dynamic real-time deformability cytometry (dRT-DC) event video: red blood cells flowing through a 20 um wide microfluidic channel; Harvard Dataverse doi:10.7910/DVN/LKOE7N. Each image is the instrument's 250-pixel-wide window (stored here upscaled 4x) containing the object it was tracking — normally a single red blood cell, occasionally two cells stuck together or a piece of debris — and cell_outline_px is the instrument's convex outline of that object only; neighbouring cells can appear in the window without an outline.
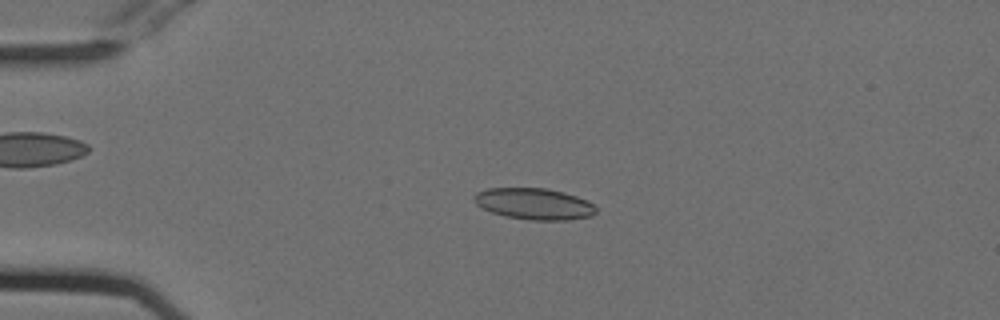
{"species": "Egyptian fruit bat (a non-hibernating species)", "species_latin": "Rousettus aegyptiacus", "temperature_condition": "cold", "stored_images_in_passage": 53, "camera_frame_rate_fps": 3000, "um_per_image_px": 0.085, "animal": {"sex": "female"}, "frame": {"image": 1, "passage_image": 12, "time_ms": 3.667, "image_size_px": [1000, 320], "cell_outline_px": [[596, 212], [592, 216], [568, 220], [532, 220], [504, 216], [492, 212], [476, 204], [472, 196], [476, 192], [488, 188], [548, 188], [564, 192], [588, 200], [596, 208]], "centroid_in_image_um": [45.41, 17.32], "position_along_channel_um": 39.6, "area_um2": 22.37}}
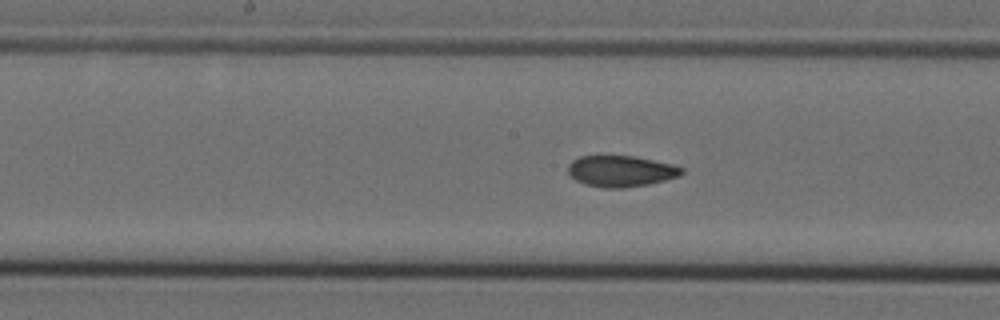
{"frame": {"image": 2, "passage_image": 27, "time_ms": 8.667, "image_size_px": [1000, 320], "cell_outline_px": [[684, 172], [680, 176], [648, 184], [624, 188], [604, 188], [584, 184], [576, 180], [568, 172], [568, 164], [572, 160], [580, 156], [636, 156], [672, 164], [684, 168]], "centroid_in_image_um": [52.78, 14.54], "position_along_channel_um": 195.4, "area_um2": 20.69}}
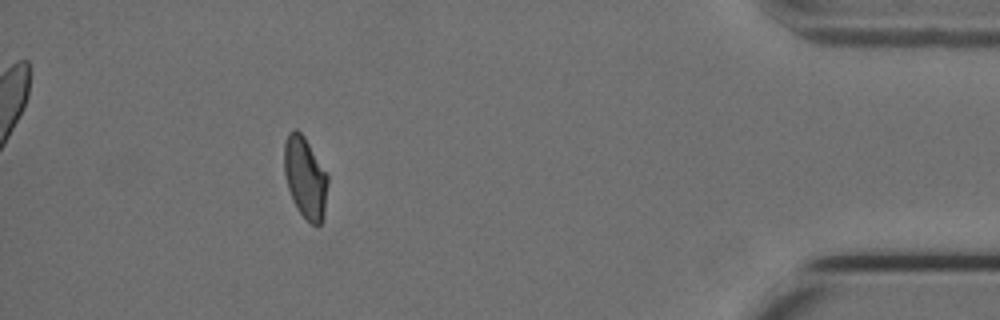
{"frame": {"image": 3, "passage_image": 48, "time_ms": 15.667, "image_size_px": [1000, 320], "cell_outline_px": [[328, 184], [324, 216], [320, 224], [316, 228], [296, 208], [292, 200], [288, 188], [284, 172], [284, 144], [288, 132], [292, 128], [296, 128], [304, 136], [328, 176]], "centroid_in_image_um": [25.93, 15.1], "position_along_channel_um": 409.3, "area_um2": 20.75}, "authors_computed_cell_mechanics": {"area_um2": 21.1548, "velocity_mm_per_s": 3.7729, "shape_relaxation_time_tau1_ms": null, "shape_relaxation_time_tau2_ms": 1.8657, "deformation_change_tau1": null, "deformation_change_tau2": 0.0644}}